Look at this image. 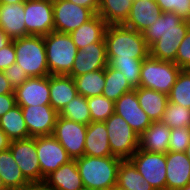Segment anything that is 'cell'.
I'll list each match as a JSON object with an SVG mask.
<instances>
[{
  "instance_id": "cell-1",
  "label": "cell",
  "mask_w": 190,
  "mask_h": 190,
  "mask_svg": "<svg viewBox=\"0 0 190 190\" xmlns=\"http://www.w3.org/2000/svg\"><path fill=\"white\" fill-rule=\"evenodd\" d=\"M189 28L188 20H183L173 12H162L152 26L143 32L144 39L150 48V56L174 62L180 43Z\"/></svg>"
},
{
  "instance_id": "cell-2",
  "label": "cell",
  "mask_w": 190,
  "mask_h": 190,
  "mask_svg": "<svg viewBox=\"0 0 190 190\" xmlns=\"http://www.w3.org/2000/svg\"><path fill=\"white\" fill-rule=\"evenodd\" d=\"M104 39L107 59H145L150 55L143 33L124 25H107Z\"/></svg>"
},
{
  "instance_id": "cell-3",
  "label": "cell",
  "mask_w": 190,
  "mask_h": 190,
  "mask_svg": "<svg viewBox=\"0 0 190 190\" xmlns=\"http://www.w3.org/2000/svg\"><path fill=\"white\" fill-rule=\"evenodd\" d=\"M123 159L116 156H82L75 159L84 188L109 190L117 184L118 168Z\"/></svg>"
},
{
  "instance_id": "cell-4",
  "label": "cell",
  "mask_w": 190,
  "mask_h": 190,
  "mask_svg": "<svg viewBox=\"0 0 190 190\" xmlns=\"http://www.w3.org/2000/svg\"><path fill=\"white\" fill-rule=\"evenodd\" d=\"M14 42L16 63L24 69L28 77L49 76L44 44V36L30 35L12 40Z\"/></svg>"
},
{
  "instance_id": "cell-5",
  "label": "cell",
  "mask_w": 190,
  "mask_h": 190,
  "mask_svg": "<svg viewBox=\"0 0 190 190\" xmlns=\"http://www.w3.org/2000/svg\"><path fill=\"white\" fill-rule=\"evenodd\" d=\"M46 57L50 75H68L78 49L71 36L57 31L44 36Z\"/></svg>"
},
{
  "instance_id": "cell-6",
  "label": "cell",
  "mask_w": 190,
  "mask_h": 190,
  "mask_svg": "<svg viewBox=\"0 0 190 190\" xmlns=\"http://www.w3.org/2000/svg\"><path fill=\"white\" fill-rule=\"evenodd\" d=\"M181 70L174 62L159 60L149 55L141 66L139 86L168 95Z\"/></svg>"
},
{
  "instance_id": "cell-7",
  "label": "cell",
  "mask_w": 190,
  "mask_h": 190,
  "mask_svg": "<svg viewBox=\"0 0 190 190\" xmlns=\"http://www.w3.org/2000/svg\"><path fill=\"white\" fill-rule=\"evenodd\" d=\"M111 152L123 160L138 150L139 135L115 112L105 121Z\"/></svg>"
},
{
  "instance_id": "cell-8",
  "label": "cell",
  "mask_w": 190,
  "mask_h": 190,
  "mask_svg": "<svg viewBox=\"0 0 190 190\" xmlns=\"http://www.w3.org/2000/svg\"><path fill=\"white\" fill-rule=\"evenodd\" d=\"M129 160L155 190H166V154L138 149Z\"/></svg>"
},
{
  "instance_id": "cell-9",
  "label": "cell",
  "mask_w": 190,
  "mask_h": 190,
  "mask_svg": "<svg viewBox=\"0 0 190 190\" xmlns=\"http://www.w3.org/2000/svg\"><path fill=\"white\" fill-rule=\"evenodd\" d=\"M27 36H45L54 31L53 2L26 0L24 2Z\"/></svg>"
},
{
  "instance_id": "cell-10",
  "label": "cell",
  "mask_w": 190,
  "mask_h": 190,
  "mask_svg": "<svg viewBox=\"0 0 190 190\" xmlns=\"http://www.w3.org/2000/svg\"><path fill=\"white\" fill-rule=\"evenodd\" d=\"M9 149L25 179L30 184L42 183V174L36 150V137L13 140Z\"/></svg>"
},
{
  "instance_id": "cell-11",
  "label": "cell",
  "mask_w": 190,
  "mask_h": 190,
  "mask_svg": "<svg viewBox=\"0 0 190 190\" xmlns=\"http://www.w3.org/2000/svg\"><path fill=\"white\" fill-rule=\"evenodd\" d=\"M86 124L57 116L53 136L65 148L68 156L75 160L84 156Z\"/></svg>"
},
{
  "instance_id": "cell-12",
  "label": "cell",
  "mask_w": 190,
  "mask_h": 190,
  "mask_svg": "<svg viewBox=\"0 0 190 190\" xmlns=\"http://www.w3.org/2000/svg\"><path fill=\"white\" fill-rule=\"evenodd\" d=\"M54 31L71 33L89 21L95 13L67 0L53 1Z\"/></svg>"
},
{
  "instance_id": "cell-13",
  "label": "cell",
  "mask_w": 190,
  "mask_h": 190,
  "mask_svg": "<svg viewBox=\"0 0 190 190\" xmlns=\"http://www.w3.org/2000/svg\"><path fill=\"white\" fill-rule=\"evenodd\" d=\"M36 150L42 174V183H44L48 175L72 160L65 148L53 135L37 136Z\"/></svg>"
},
{
  "instance_id": "cell-14",
  "label": "cell",
  "mask_w": 190,
  "mask_h": 190,
  "mask_svg": "<svg viewBox=\"0 0 190 190\" xmlns=\"http://www.w3.org/2000/svg\"><path fill=\"white\" fill-rule=\"evenodd\" d=\"M29 137L53 134L57 116L50 104L21 106Z\"/></svg>"
},
{
  "instance_id": "cell-15",
  "label": "cell",
  "mask_w": 190,
  "mask_h": 190,
  "mask_svg": "<svg viewBox=\"0 0 190 190\" xmlns=\"http://www.w3.org/2000/svg\"><path fill=\"white\" fill-rule=\"evenodd\" d=\"M108 65L105 39L101 42L88 44L82 50H78L71 72L72 78L88 72L105 69Z\"/></svg>"
},
{
  "instance_id": "cell-16",
  "label": "cell",
  "mask_w": 190,
  "mask_h": 190,
  "mask_svg": "<svg viewBox=\"0 0 190 190\" xmlns=\"http://www.w3.org/2000/svg\"><path fill=\"white\" fill-rule=\"evenodd\" d=\"M114 112L121 116L138 135L143 133L152 123L140 107L135 90L123 94L114 102Z\"/></svg>"
},
{
  "instance_id": "cell-17",
  "label": "cell",
  "mask_w": 190,
  "mask_h": 190,
  "mask_svg": "<svg viewBox=\"0 0 190 190\" xmlns=\"http://www.w3.org/2000/svg\"><path fill=\"white\" fill-rule=\"evenodd\" d=\"M14 94L19 106L50 104L49 76L29 77Z\"/></svg>"
},
{
  "instance_id": "cell-18",
  "label": "cell",
  "mask_w": 190,
  "mask_h": 190,
  "mask_svg": "<svg viewBox=\"0 0 190 190\" xmlns=\"http://www.w3.org/2000/svg\"><path fill=\"white\" fill-rule=\"evenodd\" d=\"M190 184V160L185 152L166 153V190H179Z\"/></svg>"
},
{
  "instance_id": "cell-19",
  "label": "cell",
  "mask_w": 190,
  "mask_h": 190,
  "mask_svg": "<svg viewBox=\"0 0 190 190\" xmlns=\"http://www.w3.org/2000/svg\"><path fill=\"white\" fill-rule=\"evenodd\" d=\"M162 10L155 0H133L124 26L143 33L160 17Z\"/></svg>"
},
{
  "instance_id": "cell-20",
  "label": "cell",
  "mask_w": 190,
  "mask_h": 190,
  "mask_svg": "<svg viewBox=\"0 0 190 190\" xmlns=\"http://www.w3.org/2000/svg\"><path fill=\"white\" fill-rule=\"evenodd\" d=\"M24 2L0 4V29L10 39L27 37Z\"/></svg>"
},
{
  "instance_id": "cell-21",
  "label": "cell",
  "mask_w": 190,
  "mask_h": 190,
  "mask_svg": "<svg viewBox=\"0 0 190 190\" xmlns=\"http://www.w3.org/2000/svg\"><path fill=\"white\" fill-rule=\"evenodd\" d=\"M50 105L59 114L78 95L74 78L69 75H49Z\"/></svg>"
},
{
  "instance_id": "cell-22",
  "label": "cell",
  "mask_w": 190,
  "mask_h": 190,
  "mask_svg": "<svg viewBox=\"0 0 190 190\" xmlns=\"http://www.w3.org/2000/svg\"><path fill=\"white\" fill-rule=\"evenodd\" d=\"M171 129L162 121H152L151 125L139 135L138 149L148 152H168Z\"/></svg>"
},
{
  "instance_id": "cell-23",
  "label": "cell",
  "mask_w": 190,
  "mask_h": 190,
  "mask_svg": "<svg viewBox=\"0 0 190 190\" xmlns=\"http://www.w3.org/2000/svg\"><path fill=\"white\" fill-rule=\"evenodd\" d=\"M44 183L53 190H81L84 188L75 160L60 166L45 178Z\"/></svg>"
},
{
  "instance_id": "cell-24",
  "label": "cell",
  "mask_w": 190,
  "mask_h": 190,
  "mask_svg": "<svg viewBox=\"0 0 190 190\" xmlns=\"http://www.w3.org/2000/svg\"><path fill=\"white\" fill-rule=\"evenodd\" d=\"M84 155L93 157L114 156L110 149L105 122H91L87 125Z\"/></svg>"
},
{
  "instance_id": "cell-25",
  "label": "cell",
  "mask_w": 190,
  "mask_h": 190,
  "mask_svg": "<svg viewBox=\"0 0 190 190\" xmlns=\"http://www.w3.org/2000/svg\"><path fill=\"white\" fill-rule=\"evenodd\" d=\"M107 23L98 14L89 21L69 33L78 50H82L88 44L101 42L104 39Z\"/></svg>"
},
{
  "instance_id": "cell-26",
  "label": "cell",
  "mask_w": 190,
  "mask_h": 190,
  "mask_svg": "<svg viewBox=\"0 0 190 190\" xmlns=\"http://www.w3.org/2000/svg\"><path fill=\"white\" fill-rule=\"evenodd\" d=\"M134 90L136 91L140 107L151 121H161L169 101L168 95L141 86Z\"/></svg>"
},
{
  "instance_id": "cell-27",
  "label": "cell",
  "mask_w": 190,
  "mask_h": 190,
  "mask_svg": "<svg viewBox=\"0 0 190 190\" xmlns=\"http://www.w3.org/2000/svg\"><path fill=\"white\" fill-rule=\"evenodd\" d=\"M0 177L7 190H22L30 185L15 162L10 149L0 151Z\"/></svg>"
},
{
  "instance_id": "cell-28",
  "label": "cell",
  "mask_w": 190,
  "mask_h": 190,
  "mask_svg": "<svg viewBox=\"0 0 190 190\" xmlns=\"http://www.w3.org/2000/svg\"><path fill=\"white\" fill-rule=\"evenodd\" d=\"M133 0H99L98 15L107 25H123L130 13Z\"/></svg>"
},
{
  "instance_id": "cell-29",
  "label": "cell",
  "mask_w": 190,
  "mask_h": 190,
  "mask_svg": "<svg viewBox=\"0 0 190 190\" xmlns=\"http://www.w3.org/2000/svg\"><path fill=\"white\" fill-rule=\"evenodd\" d=\"M0 128L11 141L29 138L22 108L18 104L0 117Z\"/></svg>"
},
{
  "instance_id": "cell-30",
  "label": "cell",
  "mask_w": 190,
  "mask_h": 190,
  "mask_svg": "<svg viewBox=\"0 0 190 190\" xmlns=\"http://www.w3.org/2000/svg\"><path fill=\"white\" fill-rule=\"evenodd\" d=\"M117 185L126 190H155L142 177L134 164L129 160H122L118 168Z\"/></svg>"
},
{
  "instance_id": "cell-31",
  "label": "cell",
  "mask_w": 190,
  "mask_h": 190,
  "mask_svg": "<svg viewBox=\"0 0 190 190\" xmlns=\"http://www.w3.org/2000/svg\"><path fill=\"white\" fill-rule=\"evenodd\" d=\"M134 90L122 72L107 65L105 68V84L102 95L116 102L123 94Z\"/></svg>"
},
{
  "instance_id": "cell-32",
  "label": "cell",
  "mask_w": 190,
  "mask_h": 190,
  "mask_svg": "<svg viewBox=\"0 0 190 190\" xmlns=\"http://www.w3.org/2000/svg\"><path fill=\"white\" fill-rule=\"evenodd\" d=\"M78 95L90 98L102 95L105 84V69L88 72L78 77H74Z\"/></svg>"
},
{
  "instance_id": "cell-33",
  "label": "cell",
  "mask_w": 190,
  "mask_h": 190,
  "mask_svg": "<svg viewBox=\"0 0 190 190\" xmlns=\"http://www.w3.org/2000/svg\"><path fill=\"white\" fill-rule=\"evenodd\" d=\"M144 59H108V65L123 73L129 85L137 89L140 85V71Z\"/></svg>"
},
{
  "instance_id": "cell-34",
  "label": "cell",
  "mask_w": 190,
  "mask_h": 190,
  "mask_svg": "<svg viewBox=\"0 0 190 190\" xmlns=\"http://www.w3.org/2000/svg\"><path fill=\"white\" fill-rule=\"evenodd\" d=\"M59 116L75 121L80 124L88 125L91 123V116L87 104V98L77 95L59 113Z\"/></svg>"
},
{
  "instance_id": "cell-35",
  "label": "cell",
  "mask_w": 190,
  "mask_h": 190,
  "mask_svg": "<svg viewBox=\"0 0 190 190\" xmlns=\"http://www.w3.org/2000/svg\"><path fill=\"white\" fill-rule=\"evenodd\" d=\"M169 102L190 109V71L182 69L168 94Z\"/></svg>"
},
{
  "instance_id": "cell-36",
  "label": "cell",
  "mask_w": 190,
  "mask_h": 190,
  "mask_svg": "<svg viewBox=\"0 0 190 190\" xmlns=\"http://www.w3.org/2000/svg\"><path fill=\"white\" fill-rule=\"evenodd\" d=\"M161 121L170 129L190 127V109L168 101Z\"/></svg>"
},
{
  "instance_id": "cell-37",
  "label": "cell",
  "mask_w": 190,
  "mask_h": 190,
  "mask_svg": "<svg viewBox=\"0 0 190 190\" xmlns=\"http://www.w3.org/2000/svg\"><path fill=\"white\" fill-rule=\"evenodd\" d=\"M92 122H105L114 113V102L103 95L87 98Z\"/></svg>"
},
{
  "instance_id": "cell-38",
  "label": "cell",
  "mask_w": 190,
  "mask_h": 190,
  "mask_svg": "<svg viewBox=\"0 0 190 190\" xmlns=\"http://www.w3.org/2000/svg\"><path fill=\"white\" fill-rule=\"evenodd\" d=\"M190 142V127L171 129L168 151L185 152Z\"/></svg>"
},
{
  "instance_id": "cell-39",
  "label": "cell",
  "mask_w": 190,
  "mask_h": 190,
  "mask_svg": "<svg viewBox=\"0 0 190 190\" xmlns=\"http://www.w3.org/2000/svg\"><path fill=\"white\" fill-rule=\"evenodd\" d=\"M162 12H173L183 20L190 19V0H155Z\"/></svg>"
},
{
  "instance_id": "cell-40",
  "label": "cell",
  "mask_w": 190,
  "mask_h": 190,
  "mask_svg": "<svg viewBox=\"0 0 190 190\" xmlns=\"http://www.w3.org/2000/svg\"><path fill=\"white\" fill-rule=\"evenodd\" d=\"M174 63L181 69H190V28L180 43Z\"/></svg>"
},
{
  "instance_id": "cell-41",
  "label": "cell",
  "mask_w": 190,
  "mask_h": 190,
  "mask_svg": "<svg viewBox=\"0 0 190 190\" xmlns=\"http://www.w3.org/2000/svg\"><path fill=\"white\" fill-rule=\"evenodd\" d=\"M3 72L14 90L29 78L24 69H22L17 63L12 64Z\"/></svg>"
},
{
  "instance_id": "cell-42",
  "label": "cell",
  "mask_w": 190,
  "mask_h": 190,
  "mask_svg": "<svg viewBox=\"0 0 190 190\" xmlns=\"http://www.w3.org/2000/svg\"><path fill=\"white\" fill-rule=\"evenodd\" d=\"M16 63L14 42L11 41L4 48L0 49V71H4Z\"/></svg>"
},
{
  "instance_id": "cell-43",
  "label": "cell",
  "mask_w": 190,
  "mask_h": 190,
  "mask_svg": "<svg viewBox=\"0 0 190 190\" xmlns=\"http://www.w3.org/2000/svg\"><path fill=\"white\" fill-rule=\"evenodd\" d=\"M16 105L15 94H0V117Z\"/></svg>"
},
{
  "instance_id": "cell-44",
  "label": "cell",
  "mask_w": 190,
  "mask_h": 190,
  "mask_svg": "<svg viewBox=\"0 0 190 190\" xmlns=\"http://www.w3.org/2000/svg\"><path fill=\"white\" fill-rule=\"evenodd\" d=\"M76 5L91 9L95 14L98 13L99 0H67Z\"/></svg>"
},
{
  "instance_id": "cell-45",
  "label": "cell",
  "mask_w": 190,
  "mask_h": 190,
  "mask_svg": "<svg viewBox=\"0 0 190 190\" xmlns=\"http://www.w3.org/2000/svg\"><path fill=\"white\" fill-rule=\"evenodd\" d=\"M14 93V89L10 85L3 71H0V94Z\"/></svg>"
},
{
  "instance_id": "cell-46",
  "label": "cell",
  "mask_w": 190,
  "mask_h": 190,
  "mask_svg": "<svg viewBox=\"0 0 190 190\" xmlns=\"http://www.w3.org/2000/svg\"><path fill=\"white\" fill-rule=\"evenodd\" d=\"M11 140L5 134V132L0 128V151L9 149Z\"/></svg>"
},
{
  "instance_id": "cell-47",
  "label": "cell",
  "mask_w": 190,
  "mask_h": 190,
  "mask_svg": "<svg viewBox=\"0 0 190 190\" xmlns=\"http://www.w3.org/2000/svg\"><path fill=\"white\" fill-rule=\"evenodd\" d=\"M22 190H53L48 187L45 183H34L24 187Z\"/></svg>"
},
{
  "instance_id": "cell-48",
  "label": "cell",
  "mask_w": 190,
  "mask_h": 190,
  "mask_svg": "<svg viewBox=\"0 0 190 190\" xmlns=\"http://www.w3.org/2000/svg\"><path fill=\"white\" fill-rule=\"evenodd\" d=\"M12 41V39H10L5 32H3L0 29V49L4 48L7 44H9Z\"/></svg>"
},
{
  "instance_id": "cell-49",
  "label": "cell",
  "mask_w": 190,
  "mask_h": 190,
  "mask_svg": "<svg viewBox=\"0 0 190 190\" xmlns=\"http://www.w3.org/2000/svg\"><path fill=\"white\" fill-rule=\"evenodd\" d=\"M26 0H0V4H12L18 2H25Z\"/></svg>"
},
{
  "instance_id": "cell-50",
  "label": "cell",
  "mask_w": 190,
  "mask_h": 190,
  "mask_svg": "<svg viewBox=\"0 0 190 190\" xmlns=\"http://www.w3.org/2000/svg\"><path fill=\"white\" fill-rule=\"evenodd\" d=\"M109 190H126L125 188H122L118 186L117 184L115 186H112Z\"/></svg>"
},
{
  "instance_id": "cell-51",
  "label": "cell",
  "mask_w": 190,
  "mask_h": 190,
  "mask_svg": "<svg viewBox=\"0 0 190 190\" xmlns=\"http://www.w3.org/2000/svg\"><path fill=\"white\" fill-rule=\"evenodd\" d=\"M185 153H186V156H187V157L189 158V160H190V142H189V144H188V146H187V148H186Z\"/></svg>"
},
{
  "instance_id": "cell-52",
  "label": "cell",
  "mask_w": 190,
  "mask_h": 190,
  "mask_svg": "<svg viewBox=\"0 0 190 190\" xmlns=\"http://www.w3.org/2000/svg\"><path fill=\"white\" fill-rule=\"evenodd\" d=\"M0 190H7L2 182V179L0 177Z\"/></svg>"
},
{
  "instance_id": "cell-53",
  "label": "cell",
  "mask_w": 190,
  "mask_h": 190,
  "mask_svg": "<svg viewBox=\"0 0 190 190\" xmlns=\"http://www.w3.org/2000/svg\"><path fill=\"white\" fill-rule=\"evenodd\" d=\"M179 190H190V184H187L186 186H184L183 188Z\"/></svg>"
},
{
  "instance_id": "cell-54",
  "label": "cell",
  "mask_w": 190,
  "mask_h": 190,
  "mask_svg": "<svg viewBox=\"0 0 190 190\" xmlns=\"http://www.w3.org/2000/svg\"><path fill=\"white\" fill-rule=\"evenodd\" d=\"M81 190H95V189L82 188Z\"/></svg>"
}]
</instances>
